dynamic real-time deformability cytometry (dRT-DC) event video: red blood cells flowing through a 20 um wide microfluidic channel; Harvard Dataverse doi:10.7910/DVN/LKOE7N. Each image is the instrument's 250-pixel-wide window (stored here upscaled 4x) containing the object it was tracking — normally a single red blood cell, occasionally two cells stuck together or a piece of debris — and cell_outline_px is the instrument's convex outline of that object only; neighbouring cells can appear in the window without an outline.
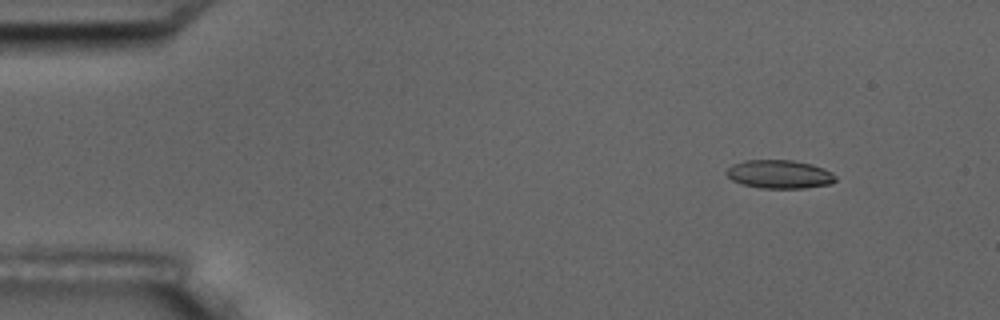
{"species": "common noctule bat (a hibernating species)", "species_latin": "Nyctalus noctula", "temperature_condition": "room temperature", "stored_images_in_passage": 6, "camera_frame_rate_fps": 3000, "um_per_image_px": 0.085, "animal": {"sex": "male", "body_mass_g": 17.5, "forearm_length_mm": 52.3}, "frame": {"image": 1, "passage_image": 2, "time_ms": 1.333, "image_size_px": [1000, 320], "cell_outline_px": [[836, 180], [832, 184], [804, 188], [760, 188], [744, 184], [732, 180], [724, 172], [732, 164], [744, 160], [792, 160], [812, 164], [824, 168], [832, 172], [836, 176]], "centroid_in_image_um": [66.27, 14.8], "position_along_channel_um": 18.7, "area_um2": 18.21}}
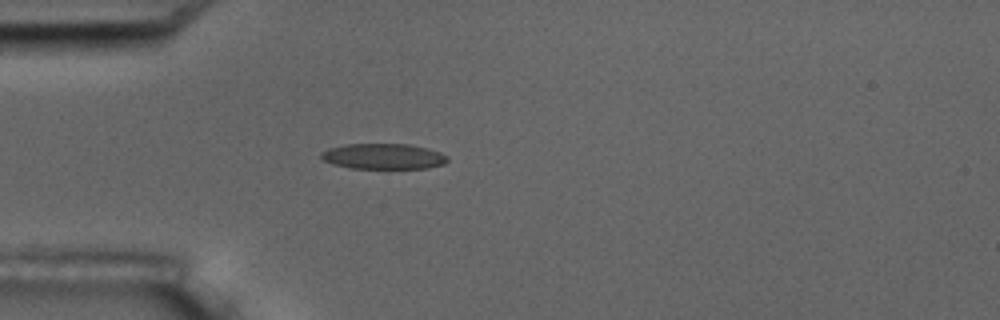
{"frame": {"image": 2, "passage_image": 5, "time_ms": 4.667, "image_size_px": [1000, 320], "cell_outline_px": [[448, 160], [444, 164], [428, 168], [348, 168], [332, 164], [324, 160], [320, 156], [320, 152], [328, 148], [348, 144], [408, 144], [428, 148], [440, 152], [448, 156]], "centroid_in_image_um": [32.59, 13.29], "position_along_channel_um": 52.4, "area_um2": 18.9}}